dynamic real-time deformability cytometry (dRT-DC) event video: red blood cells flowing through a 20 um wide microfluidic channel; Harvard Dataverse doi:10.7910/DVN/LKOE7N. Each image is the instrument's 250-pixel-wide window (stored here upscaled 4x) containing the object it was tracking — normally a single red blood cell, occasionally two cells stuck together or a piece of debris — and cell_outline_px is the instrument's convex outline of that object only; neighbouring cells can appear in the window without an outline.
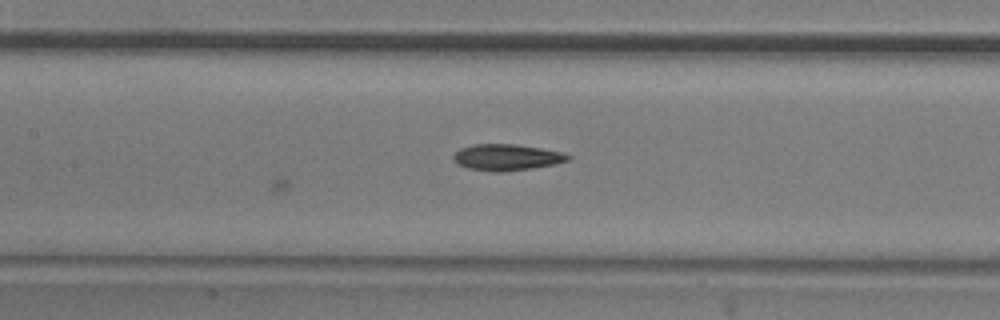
{"species": "common noctule bat (a hibernating species)", "species_latin": "Nyctalus noctula", "temperature_condition": "room temperature", "stored_images_in_passage": 15, "camera_frame_rate_fps": 3000, "um_per_image_px": 0.085, "animal": {"sex": "male", "body_mass_g": 20.5, "forearm_length_mm": 52.5}, "frame": {"image": 1, "passage_image": 15, "time_ms": 4.667, "image_size_px": [1000, 320], "cell_outline_px": [[572, 156], [568, 160], [552, 164], [532, 168], [500, 172], [492, 172], [468, 168], [456, 164], [452, 160], [452, 156], [460, 148], [476, 144], [516, 144], [540, 148], [560, 152]], "centroid_in_image_um": [43.0, 13.37], "position_along_channel_um": 164.4, "area_um2": 17.46}}